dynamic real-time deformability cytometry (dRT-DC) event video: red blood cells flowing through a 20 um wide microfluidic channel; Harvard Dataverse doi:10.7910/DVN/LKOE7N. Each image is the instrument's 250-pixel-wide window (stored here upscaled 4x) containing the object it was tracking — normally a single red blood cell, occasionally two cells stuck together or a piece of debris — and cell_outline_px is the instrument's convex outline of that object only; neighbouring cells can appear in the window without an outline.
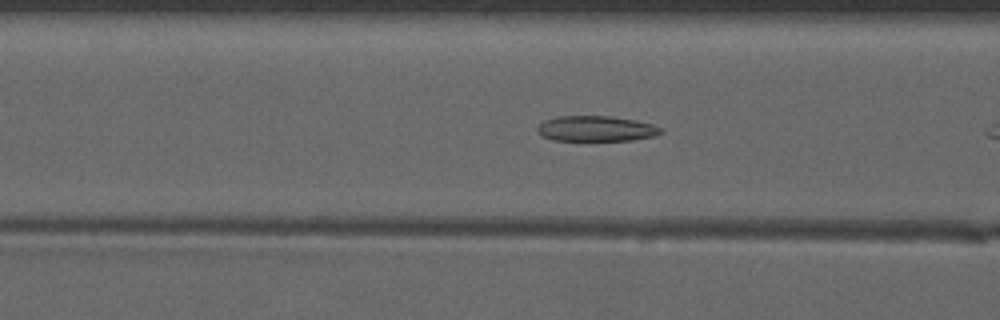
{"species": "common noctule bat (a hibernating species)", "species_latin": "Nyctalus noctula", "temperature_condition": "warm", "stored_images_in_passage": 16, "camera_frame_rate_fps": 3000, "um_per_image_px": 0.085, "animal": {"sex": "male", "forearm_length_mm": 52.5}, "frame": {"image": 1, "passage_image": 5, "time_ms": 1.333, "image_size_px": [1000, 320], "cell_outline_px": [[664, 132], [652, 136], [632, 140], [552, 140], [536, 132], [536, 128], [544, 120], [556, 116], [608, 116], [636, 120], [652, 124], [664, 128]], "centroid_in_image_um": [50.67, 10.93], "position_along_channel_um": 115.9, "area_um2": 18.32}}
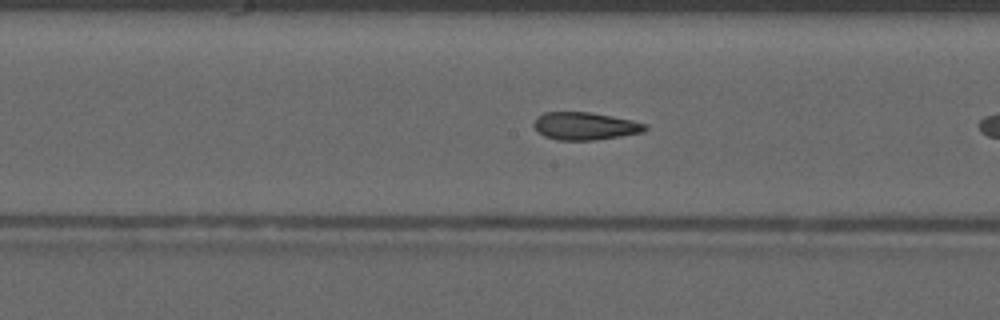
{"frame": {"image": 2, "passage_image": 11, "time_ms": 3.333, "image_size_px": [1000, 320], "cell_outline_px": [[648, 128], [644, 132], [620, 136], [592, 140], [556, 140], [544, 136], [532, 124], [536, 116], [544, 112], [588, 112], [632, 120], [648, 124]], "centroid_in_image_um": [49.72, 10.71], "position_along_channel_um": 198.5, "area_um2": 17.92}}